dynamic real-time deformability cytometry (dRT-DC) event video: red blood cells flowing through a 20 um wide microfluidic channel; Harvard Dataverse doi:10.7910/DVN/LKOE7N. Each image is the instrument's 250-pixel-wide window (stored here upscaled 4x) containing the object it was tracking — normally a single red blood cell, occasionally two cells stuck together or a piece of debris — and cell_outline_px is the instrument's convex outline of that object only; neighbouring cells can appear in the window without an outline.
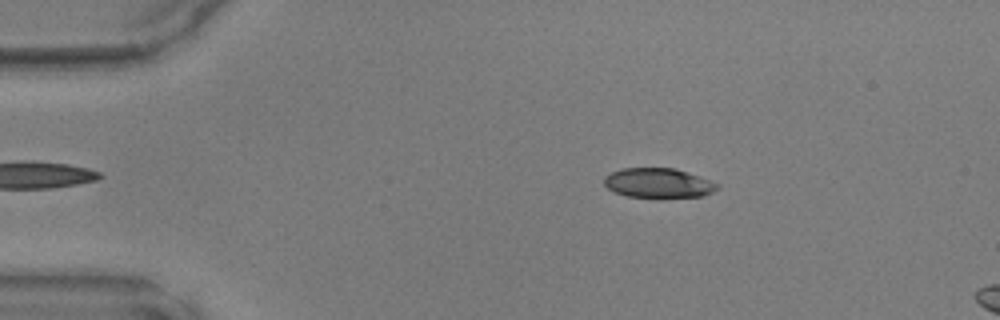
{"species": "common noctule bat (a hibernating species)", "species_latin": "Nyctalus noctula", "temperature_condition": "warm", "stored_images_in_passage": 40, "camera_frame_rate_fps": 3000, "um_per_image_px": 0.085, "animal": {"sex": "male", "body_mass_g": 17.9, "forearm_length_mm": 54.2}, "frame": {"image": 1, "passage_image": 1, "time_ms": 0.0, "image_size_px": [1000, 320], "cell_outline_px": [[720, 188], [704, 196], [628, 196], [616, 192], [608, 188], [604, 184], [604, 176], [612, 172], [624, 168], [676, 168], [720, 184]], "centroid_in_image_um": [55.97, 15.53], "position_along_channel_um": 29.0, "area_um2": 19.13}}
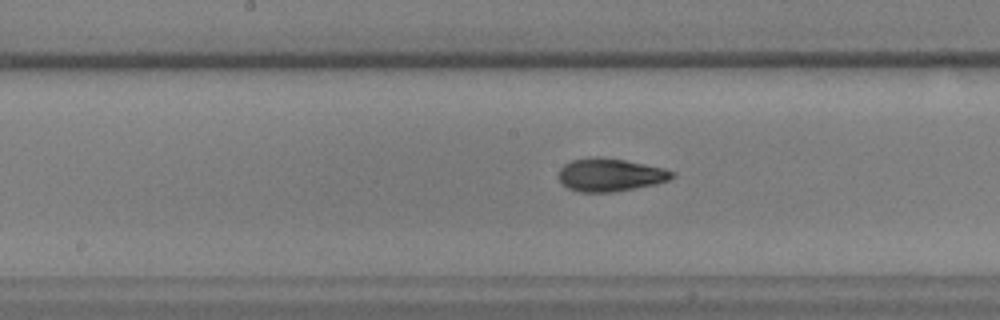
{"frame": {"image": 2, "passage_image": 17, "time_ms": 5.333, "image_size_px": [1000, 320], "cell_outline_px": [[676, 176], [668, 180], [656, 184], [636, 188], [612, 192], [580, 192], [568, 188], [560, 184], [556, 176], [560, 168], [564, 164], [572, 160], [596, 156], [600, 156], [624, 160], [664, 168], [676, 172]], "centroid_in_image_um": [51.83, 14.86], "position_along_channel_um": 196.4, "area_um2": 22.14}}
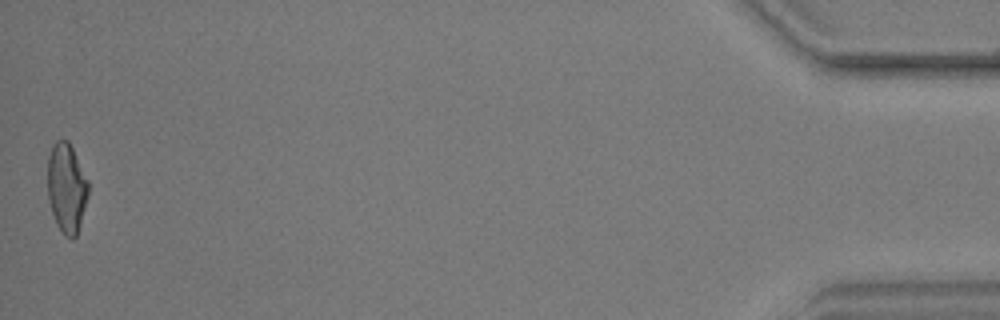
{"frame": {"image": 3, "passage_image": 40, "time_ms": 13.0, "image_size_px": [1000, 320], "cell_outline_px": [[88, 196], [80, 224], [76, 236], [72, 240], [64, 236], [56, 224], [48, 200], [48, 156], [52, 144], [56, 140], [68, 140], [88, 180]], "centroid_in_image_um": [5.65, 15.99], "position_along_channel_um": 429.5, "area_um2": 21.27}}